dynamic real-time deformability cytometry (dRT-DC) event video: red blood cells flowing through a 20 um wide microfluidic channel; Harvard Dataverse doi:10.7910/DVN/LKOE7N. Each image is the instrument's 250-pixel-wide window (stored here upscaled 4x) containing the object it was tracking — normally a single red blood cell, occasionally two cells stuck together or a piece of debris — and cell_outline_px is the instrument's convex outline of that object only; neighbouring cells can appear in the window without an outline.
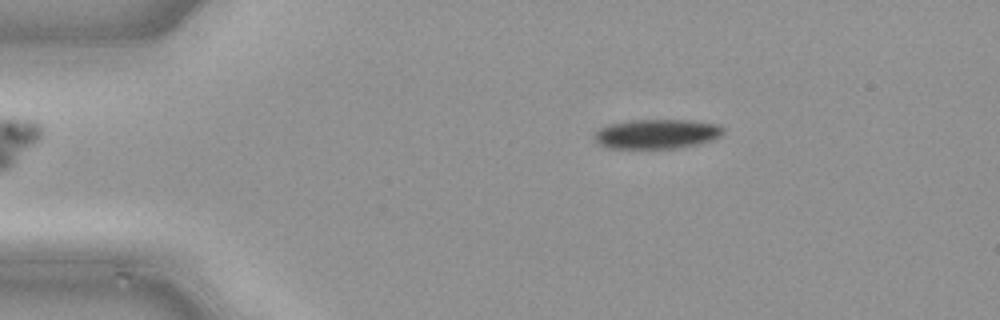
{"species": "common noctule bat (a hibernating species)", "species_latin": "Nyctalus noctula", "temperature_condition": "cold", "stored_images_in_passage": 47, "camera_frame_rate_fps": 3000, "um_per_image_px": 0.085, "animal": {"sex": "male", "body_mass_g": 21.5, "forearm_length_mm": 52.0}, "frame": {"image": 1, "passage_image": 8, "time_ms": 2.333, "image_size_px": [1000, 320], "cell_outline_px": [[724, 132], [720, 136], [712, 140], [700, 144], [680, 148], [608, 148], [600, 144], [592, 136], [600, 128], [608, 124], [632, 120], [692, 120], [720, 124], [724, 128]], "centroid_in_image_um": [55.87, 11.38], "position_along_channel_um": 29.1, "area_um2": 22.37}}
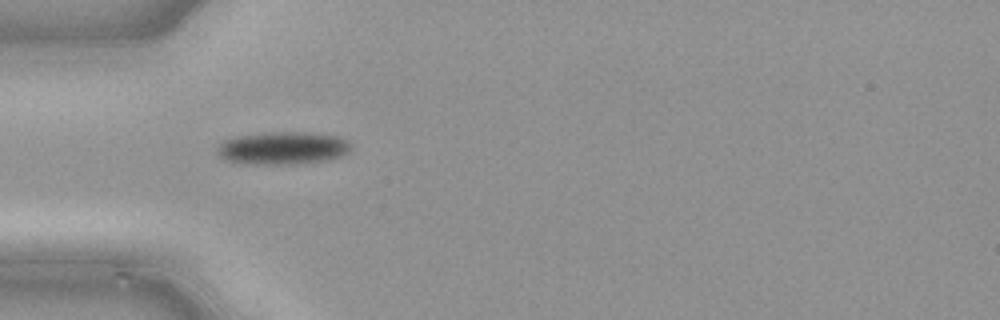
{"frame": {"image": 2, "passage_image": 14, "time_ms": 4.333, "image_size_px": [1000, 320], "cell_outline_px": [[348, 152], [340, 156], [324, 160], [292, 164], [252, 164], [228, 160], [220, 156], [216, 152], [216, 148], [224, 140], [236, 136], [264, 132], [312, 132], [336, 136], [344, 140], [348, 144]], "centroid_in_image_um": [23.97, 12.57], "position_along_channel_um": 61.0, "area_um2": 25.2}}
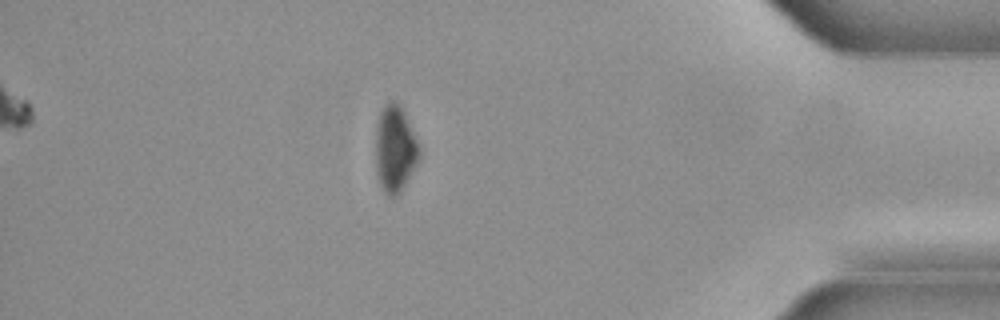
{"frame": {"image": 3, "passage_image": 41, "time_ms": 13.333, "image_size_px": [1000, 320], "cell_outline_px": [[420, 156], [416, 164], [400, 192], [396, 196], [388, 196], [384, 192], [380, 184], [376, 172], [376, 128], [380, 112], [384, 104], [388, 100], [396, 100], [404, 108], [420, 144]], "centroid_in_image_um": [33.59, 12.58], "position_along_channel_um": 401.6, "area_um2": 22.43}}